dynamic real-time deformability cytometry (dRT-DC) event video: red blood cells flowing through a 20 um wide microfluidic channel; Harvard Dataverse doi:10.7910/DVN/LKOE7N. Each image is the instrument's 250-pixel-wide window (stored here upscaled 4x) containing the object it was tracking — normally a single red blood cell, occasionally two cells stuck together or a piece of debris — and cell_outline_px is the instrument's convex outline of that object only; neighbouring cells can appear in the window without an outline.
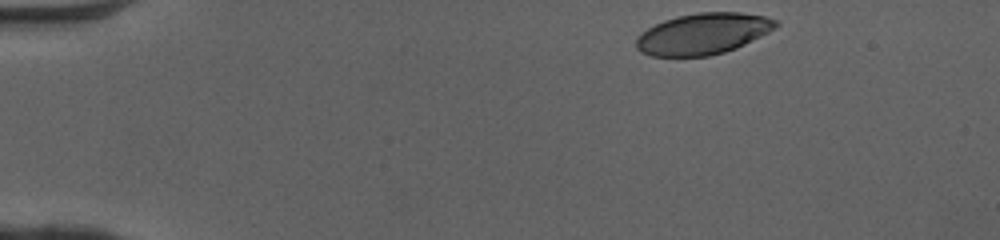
{"species": "human", "species_latin": "Homo sapiens", "temperature_condition": "cold", "stored_images_in_passage": 39, "camera_frame_rate_fps": 3000, "um_per_image_px": 0.085, "donor": {"sex": "female"}, "frame": {"image": 1, "passage_image": 1, "time_ms": 0.0, "image_size_px": [1000, 240], "cell_outline_px": [[780, 24], [776, 28], [736, 48], [724, 52], [708, 56], [652, 56], [640, 52], [636, 48], [636, 36], [648, 28], [664, 20], [676, 16], [700, 12], [740, 12], [764, 16], [776, 20]], "centroid_in_image_um": [59.74, 2.87], "position_along_channel_um": 25.3, "area_um2": 33.47}}
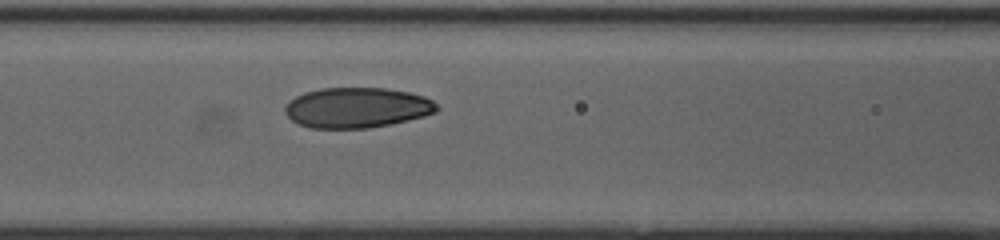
{"frame": {"image": 2, "passage_image": 16, "time_ms": 5.0, "image_size_px": [1000, 240], "cell_outline_px": [[440, 108], [436, 112], [424, 116], [408, 120], [368, 128], [308, 128], [292, 120], [284, 112], [284, 108], [288, 100], [304, 92], [320, 88], [384, 88], [408, 92], [424, 96], [432, 100]], "centroid_in_image_um": [30.32, 9.15], "position_along_channel_um": 136.3, "area_um2": 35.72}}
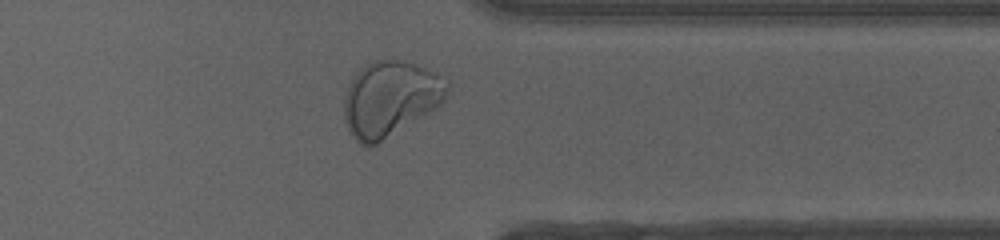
{"frame": {"image": 3, "passage_image": 34, "time_ms": 11.0, "image_size_px": [1000, 240], "cell_outline_px": [[452, 84], [444, 100], [436, 108], [376, 144], [368, 148], [364, 148], [348, 132], [344, 120], [344, 92], [352, 76], [364, 64], [372, 60], [400, 60], [424, 68], [432, 72]], "centroid_in_image_um": [33.11, 8.4], "position_along_channel_um": 378.3, "area_um2": 45.43}, "authors_computed_cell_mechanics": {"area_um2": 35.7204, "velocity_mm_per_s": 4.079, "shape_relaxation_time_tau1_ms": 4.8611, "shape_relaxation_time_tau2_ms": 0.9382, "deformation_change_tau1": 0.1679, "deformation_change_tau2": 0.0517}}